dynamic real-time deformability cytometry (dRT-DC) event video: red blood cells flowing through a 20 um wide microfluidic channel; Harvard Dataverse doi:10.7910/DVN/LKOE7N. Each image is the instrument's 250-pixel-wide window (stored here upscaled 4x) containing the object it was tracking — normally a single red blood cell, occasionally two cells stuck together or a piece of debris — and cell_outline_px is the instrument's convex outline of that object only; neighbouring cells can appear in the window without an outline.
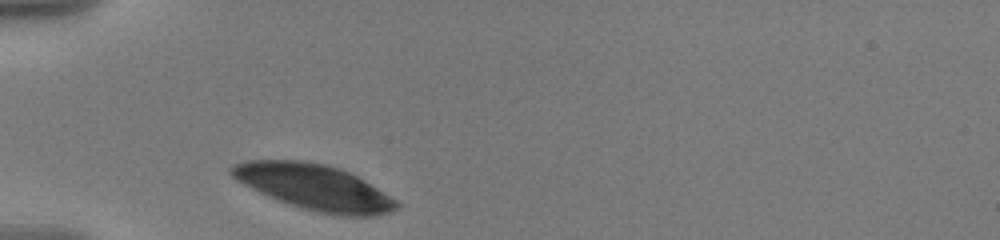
{"species": "human", "species_latin": "Homo sapiens", "temperature_condition": "warm", "stored_images_in_passage": 32, "camera_frame_rate_fps": 3000, "um_per_image_px": 0.085, "donor": {"sex": "male"}, "frame": {"image": 1, "passage_image": 1, "time_ms": 0.0, "image_size_px": [1000, 240], "cell_outline_px": [[400, 204], [396, 208], [388, 212], [376, 216], [336, 216], [300, 208], [268, 196], [236, 180], [228, 172], [228, 168], [232, 164], [244, 160], [304, 160], [324, 164], [340, 168], [364, 180], [396, 200]], "centroid_in_image_um": [26.67, 15.9], "position_along_channel_um": 58.3, "area_um2": 43.81}}
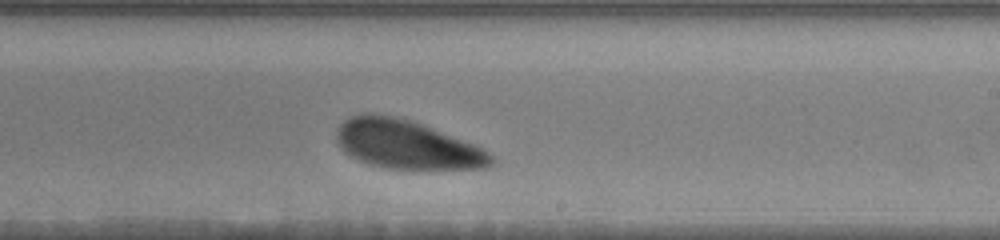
{"frame": {"image": 2, "passage_image": 19, "time_ms": 6.0, "image_size_px": [1000, 240], "cell_outline_px": [[496, 160], [488, 168], [388, 168], [368, 164], [352, 156], [340, 148], [336, 140], [336, 128], [344, 120], [352, 116], [368, 112], [392, 116], [408, 120], [420, 124], [472, 144], [488, 152]], "centroid_in_image_um": [34.51, 12.28], "position_along_channel_um": 254.5, "area_um2": 43.06}}
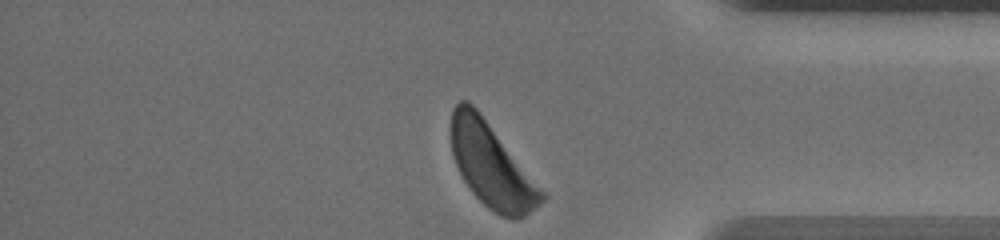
{"frame": {"image": 3, "passage_image": 32, "time_ms": 10.333, "image_size_px": [1000, 240], "cell_outline_px": [[548, 196], [540, 204], [524, 216], [516, 220], [512, 220], [500, 216], [488, 208], [468, 188], [452, 156], [452, 108], [460, 100], [468, 100], [476, 108]], "centroid_in_image_um": [41.78, 14.09], "position_along_channel_um": 393.4, "area_um2": 43.7}, "authors_computed_cell_mechanics": {"area_um2": 44.3904, "velocity_mm_per_s": 3.4864, "shape_relaxation_time_tau1_ms": 1.6694, "shape_relaxation_time_tau2_ms": null, "deformation_change_tau1": 0.1036, "deformation_change_tau2": null}}